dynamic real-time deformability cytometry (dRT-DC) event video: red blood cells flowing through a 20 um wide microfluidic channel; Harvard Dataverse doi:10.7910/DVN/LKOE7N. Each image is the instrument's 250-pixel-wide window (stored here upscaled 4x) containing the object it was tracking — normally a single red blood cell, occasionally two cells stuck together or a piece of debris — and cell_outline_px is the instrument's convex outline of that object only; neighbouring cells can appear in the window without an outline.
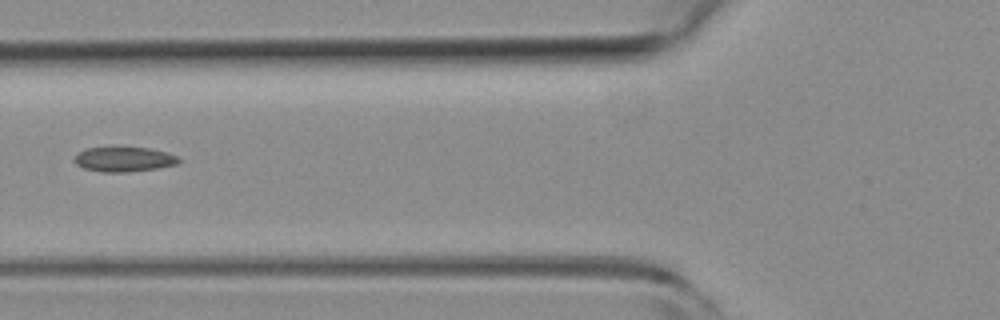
{"species": "common noctule bat (a hibernating species)", "species_latin": "Nyctalus noctula", "temperature_condition": "room temperature", "stored_images_in_passage": 7, "camera_frame_rate_fps": 3000, "um_per_image_px": 0.085, "animal": {"sex": "female", "body_mass_g": 19.3, "forearm_length_mm": 54.1}, "frame": {"image": 1, "passage_image": 6, "time_ms": 1.667, "image_size_px": [1000, 320], "cell_outline_px": [[180, 164], [156, 168], [128, 172], [100, 172], [84, 168], [76, 164], [72, 160], [76, 152], [84, 148], [112, 144], [120, 144], [148, 148], [164, 152], [176, 156], [180, 160]], "centroid_in_image_um": [10.43, 13.48], "position_along_channel_um": 115.4, "area_um2": 16.07}}
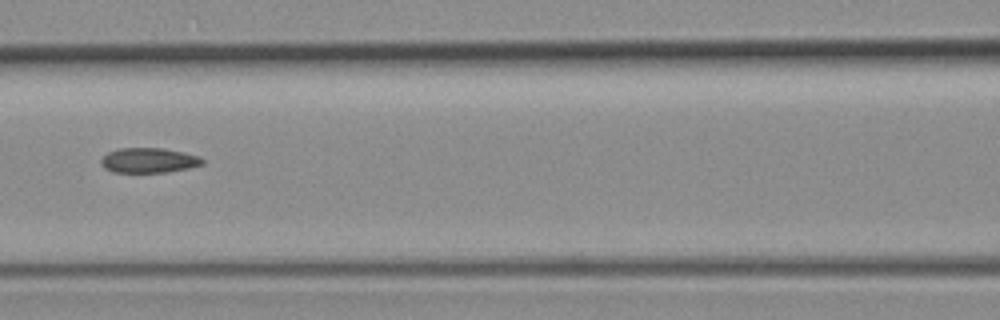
{"frame": {"image": 2, "passage_image": 7, "time_ms": 2.0, "image_size_px": [1000, 320], "cell_outline_px": [[204, 164], [188, 168], [168, 172], [112, 172], [104, 168], [100, 160], [108, 152], [120, 148], [164, 148], [184, 152], [200, 156], [204, 160]], "centroid_in_image_um": [12.67, 13.63], "position_along_channel_um": 153.9, "area_um2": 14.8}}